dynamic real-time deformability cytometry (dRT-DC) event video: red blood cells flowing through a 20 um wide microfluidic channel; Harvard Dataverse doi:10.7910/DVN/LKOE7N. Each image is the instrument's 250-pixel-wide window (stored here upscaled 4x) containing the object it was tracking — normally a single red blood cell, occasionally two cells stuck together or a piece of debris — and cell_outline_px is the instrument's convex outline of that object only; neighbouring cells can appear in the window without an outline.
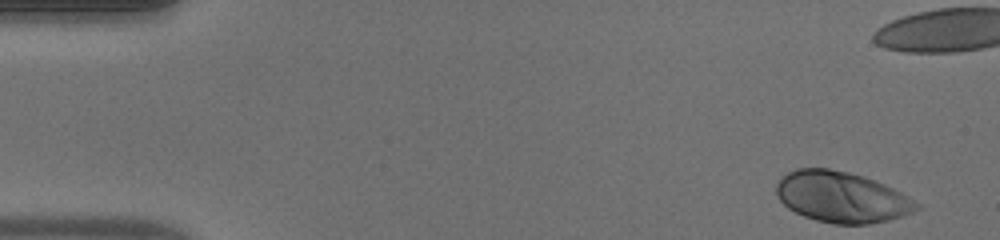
{"species": "human", "species_latin": "Homo sapiens", "temperature_condition": "warm", "stored_images_in_passage": 49, "camera_frame_rate_fps": 3000, "um_per_image_px": 0.085, "donor": {"sex": "male"}, "frame": {"image": 1, "passage_image": 1, "time_ms": 0.0, "image_size_px": [1000, 240], "cell_outline_px": [[920, 208], [904, 216], [888, 220], [868, 224], [832, 224], [816, 220], [804, 216], [788, 208], [780, 200], [776, 192], [776, 184], [780, 176], [796, 168], [828, 168], [848, 172], [864, 176], [884, 184], [908, 196], [920, 204]], "centroid_in_image_um": [71.53, 16.75], "position_along_channel_um": 13.5, "area_um2": 41.67}}
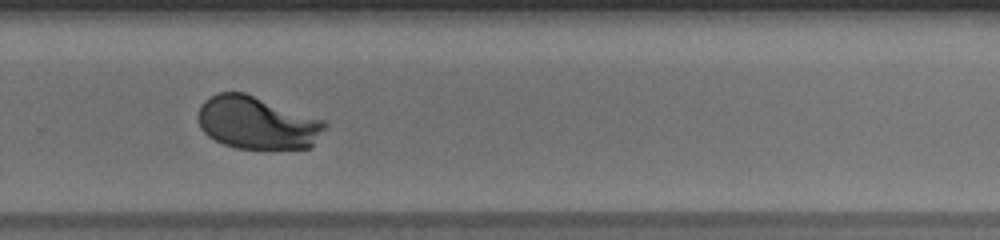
{"frame": {"image": 2, "passage_image": 32, "time_ms": 10.333, "image_size_px": [1000, 240], "cell_outline_px": [[328, 124], [312, 144], [308, 148], [236, 148], [224, 144], [208, 136], [200, 128], [196, 116], [200, 104], [204, 100], [220, 92], [244, 92], [324, 120]], "centroid_in_image_um": [21.8, 10.42], "position_along_channel_um": 308.0, "area_um2": 38.73}}
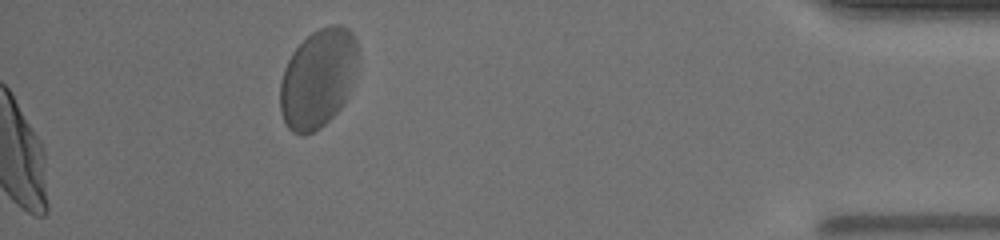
{"frame": {"image": 3, "passage_image": 49, "time_ms": 16.0, "image_size_px": [1000, 240], "cell_outline_px": [[360, 52], [356, 72], [348, 96], [340, 108], [320, 128], [312, 132], [292, 132], [288, 128], [280, 112], [280, 84], [284, 68], [292, 52], [312, 32], [320, 28], [332, 24], [340, 24], [348, 28], [352, 32], [356, 40]], "centroid_in_image_um": [27.06, 6.62], "position_along_channel_um": 408.1, "area_um2": 45.03}, "authors_computed_cell_mechanics": {"area_um2": 40.0554, "velocity_mm_per_s": 4.0718, "shape_relaxation_time_tau1_ms": 2.2911, "shape_relaxation_time_tau2_ms": null, "deformation_change_tau1": 0.1812, "deformation_change_tau2": null}}